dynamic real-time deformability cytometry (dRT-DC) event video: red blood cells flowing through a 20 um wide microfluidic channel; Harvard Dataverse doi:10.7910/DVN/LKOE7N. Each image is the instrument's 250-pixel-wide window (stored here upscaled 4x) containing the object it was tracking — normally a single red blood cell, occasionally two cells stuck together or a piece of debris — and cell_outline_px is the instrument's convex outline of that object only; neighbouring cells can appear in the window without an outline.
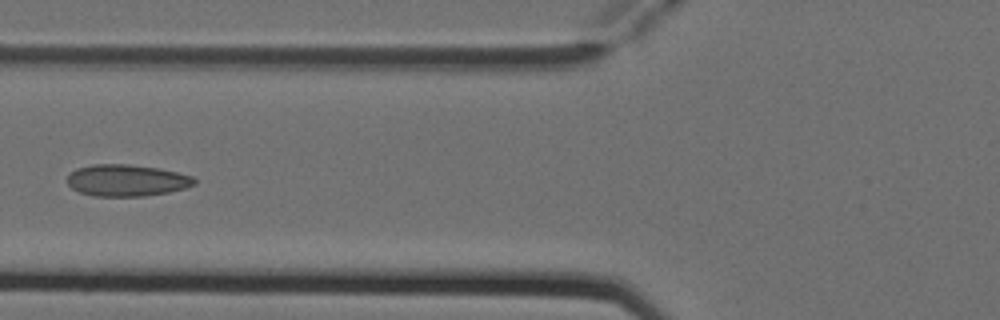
{"species": "Egyptian fruit bat (a non-hibernating species)", "species_latin": "Rousettus aegyptiacus", "temperature_condition": "cold", "stored_images_in_passage": 3, "camera_frame_rate_fps": 3000, "um_per_image_px": 0.085, "animal": {"sex": "female"}, "frame": {"image": 1, "passage_image": 3, "time_ms": 0.667, "image_size_px": [1000, 320], "cell_outline_px": [[196, 184], [184, 188], [168, 192], [144, 196], [92, 196], [80, 192], [72, 188], [68, 184], [68, 176], [76, 168], [96, 164], [128, 164], [160, 168], [192, 176], [196, 180]], "centroid_in_image_um": [10.77, 15.33], "position_along_channel_um": 115.0, "area_um2": 23.41}}